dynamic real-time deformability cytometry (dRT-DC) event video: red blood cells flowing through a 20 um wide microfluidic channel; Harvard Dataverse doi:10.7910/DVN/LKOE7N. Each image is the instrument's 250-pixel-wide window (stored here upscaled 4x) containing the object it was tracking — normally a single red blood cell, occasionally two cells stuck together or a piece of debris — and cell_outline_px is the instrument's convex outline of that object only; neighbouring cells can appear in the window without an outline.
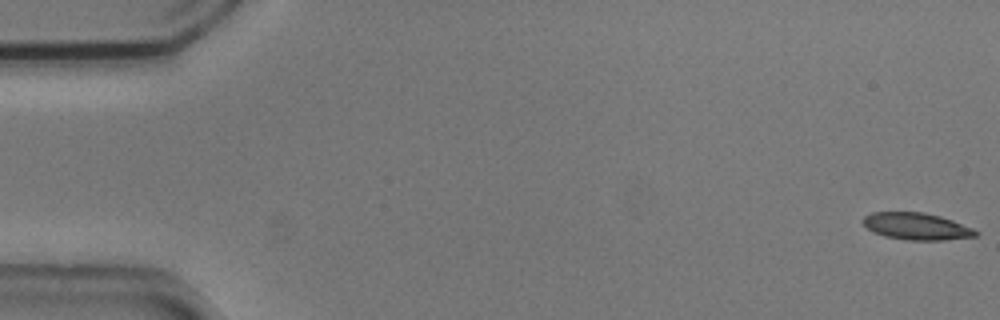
{"species": "common noctule bat (a hibernating species)", "species_latin": "Nyctalus noctula", "temperature_condition": "cold", "stored_images_in_passage": 50, "camera_frame_rate_fps": 3000, "um_per_image_px": 0.085, "animal": {"sex": "male", "body_mass_g": 20.5, "forearm_length_mm": 52.5}, "frame": {"image": 1, "passage_image": 1, "time_ms": 0.0, "image_size_px": [1000, 320], "cell_outline_px": [[980, 232], [976, 236], [944, 240], [908, 240], [884, 236], [872, 232], [860, 220], [864, 216], [872, 212], [924, 212], [940, 216], [952, 220], [972, 228]], "centroid_in_image_um": [77.88, 19.23], "position_along_channel_um": 7.1, "area_um2": 17.74}}
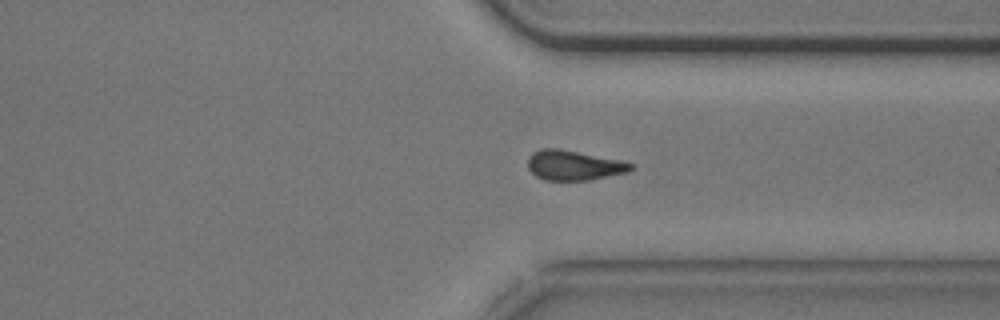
{"frame": {"image": 2, "passage_image": 41, "time_ms": 13.333, "image_size_px": [1000, 320], "cell_outline_px": [[636, 168], [628, 172], [588, 180], [544, 180], [536, 176], [528, 168], [528, 156], [532, 152], [540, 148], [560, 148], [624, 160], [636, 164]], "centroid_in_image_um": [48.82, 14.03], "position_along_channel_um": 362.6, "area_um2": 18.38}}
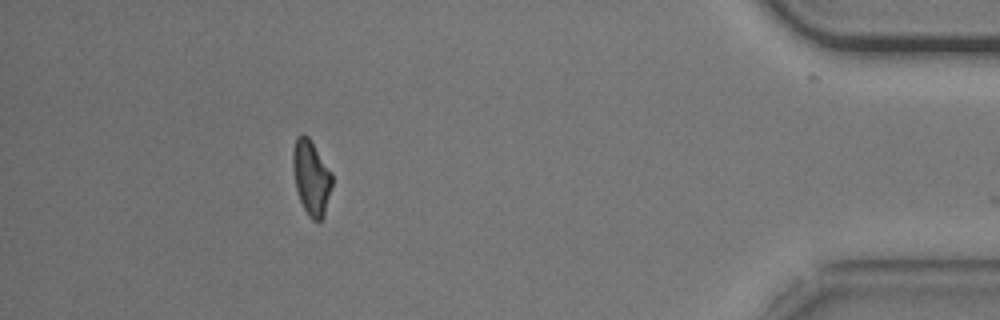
{"frame": {"image": 3, "passage_image": 49, "time_ms": 16.0, "image_size_px": [1000, 320], "cell_outline_px": [[332, 184], [324, 216], [320, 220], [312, 220], [308, 216], [300, 200], [296, 188], [292, 168], [292, 152], [296, 136], [300, 132], [304, 132], [308, 136], [332, 172]], "centroid_in_image_um": [26.44, 15.04], "position_along_channel_um": 408.8, "area_um2": 17.22}}